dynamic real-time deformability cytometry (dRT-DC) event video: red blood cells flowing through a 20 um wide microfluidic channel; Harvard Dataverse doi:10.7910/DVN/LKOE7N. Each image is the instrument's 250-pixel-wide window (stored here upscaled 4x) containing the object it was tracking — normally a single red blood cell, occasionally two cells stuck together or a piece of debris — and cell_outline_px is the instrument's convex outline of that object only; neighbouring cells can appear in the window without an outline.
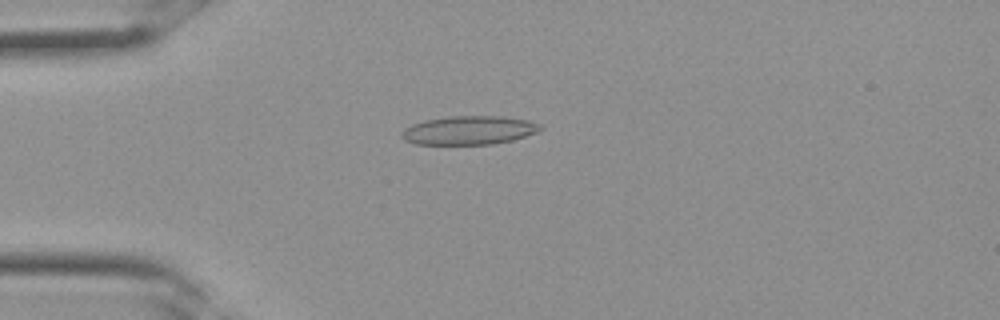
{"species": "Egyptian fruit bat (a non-hibernating species)", "species_latin": "Rousettus aegyptiacus", "temperature_condition": "room temperature", "stored_images_in_passage": 33, "segment_of_instrument_passage": [1, 2], "camera_frame_rate_fps": 3000, "um_per_image_px": 0.085, "frame": {"image": 1, "passage_image": 8, "time_ms": 2.333, "image_size_px": [1000, 320], "cell_outline_px": [[544, 128], [536, 132], [512, 140], [492, 144], [416, 144], [404, 140], [400, 136], [400, 132], [404, 128], [412, 124], [424, 120], [448, 116], [504, 116], [528, 120], [540, 124]], "centroid_in_image_um": [39.83, 11.06], "position_along_channel_um": 45.2, "area_um2": 23.29}}
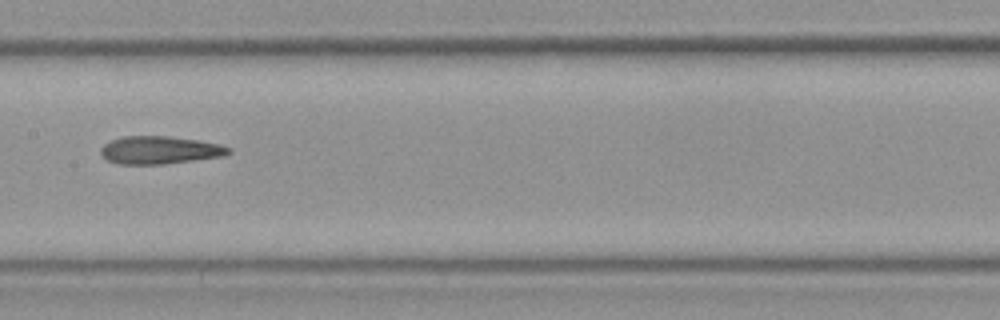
{"frame": {"image": 2, "passage_image": 16, "time_ms": 5.0, "image_size_px": [1000, 320], "cell_outline_px": [[232, 152], [224, 156], [164, 164], [116, 164], [108, 160], [100, 152], [100, 148], [104, 144], [112, 140], [124, 136], [168, 136], [196, 140], [220, 144], [232, 148]], "centroid_in_image_um": [13.6, 12.76], "position_along_channel_um": 193.8, "area_um2": 20.69}}
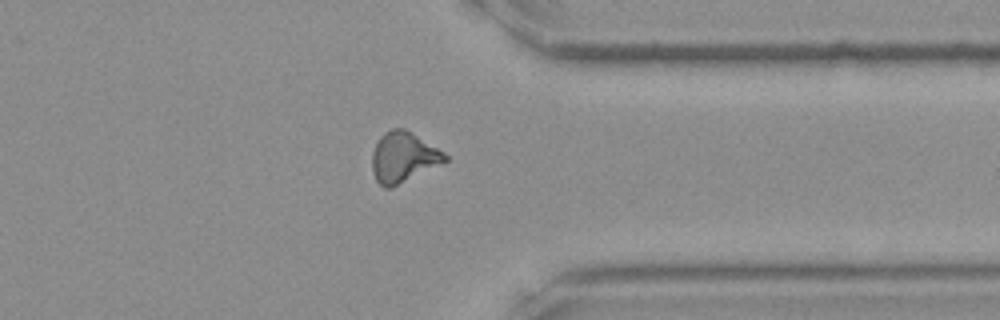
{"frame": {"image": 3, "passage_image": 25, "time_ms": 8.0, "image_size_px": [1000, 320], "cell_outline_px": [[448, 160], [392, 188], [384, 188], [376, 180], [372, 172], [372, 152], [380, 136], [384, 132], [392, 128], [404, 128], [444, 152], [448, 156]], "centroid_in_image_um": [34.26, 13.37], "position_along_channel_um": 377.1, "area_um2": 21.27}}